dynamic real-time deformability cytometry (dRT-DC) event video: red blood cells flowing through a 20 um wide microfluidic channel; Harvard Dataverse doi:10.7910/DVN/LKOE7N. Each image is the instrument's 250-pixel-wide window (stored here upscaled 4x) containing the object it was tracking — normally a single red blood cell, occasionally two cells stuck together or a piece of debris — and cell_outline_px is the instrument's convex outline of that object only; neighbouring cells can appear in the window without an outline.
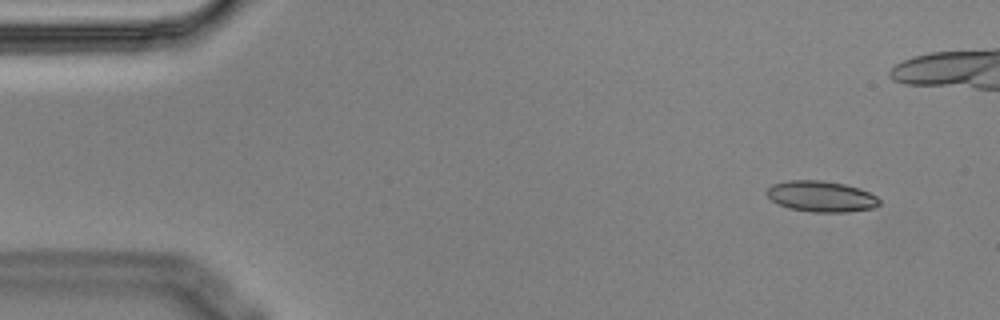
{"species": "Egyptian fruit bat (a non-hibernating species)", "species_latin": "Rousettus aegyptiacus", "temperature_condition": "cold", "stored_images_in_passage": 6, "camera_frame_rate_fps": 3000, "um_per_image_px": 0.085, "animal": {"sex": "male"}, "frame": {"image": 1, "passage_image": 2, "time_ms": 0.333, "image_size_px": [1000, 320], "cell_outline_px": [[880, 204], [872, 208], [848, 212], [812, 212], [788, 208], [776, 204], [764, 192], [772, 184], [788, 180], [820, 180], [844, 184], [868, 192], [876, 196], [880, 200]], "centroid_in_image_um": [69.75, 16.7], "position_along_channel_um": 15.2, "area_um2": 20.29}}